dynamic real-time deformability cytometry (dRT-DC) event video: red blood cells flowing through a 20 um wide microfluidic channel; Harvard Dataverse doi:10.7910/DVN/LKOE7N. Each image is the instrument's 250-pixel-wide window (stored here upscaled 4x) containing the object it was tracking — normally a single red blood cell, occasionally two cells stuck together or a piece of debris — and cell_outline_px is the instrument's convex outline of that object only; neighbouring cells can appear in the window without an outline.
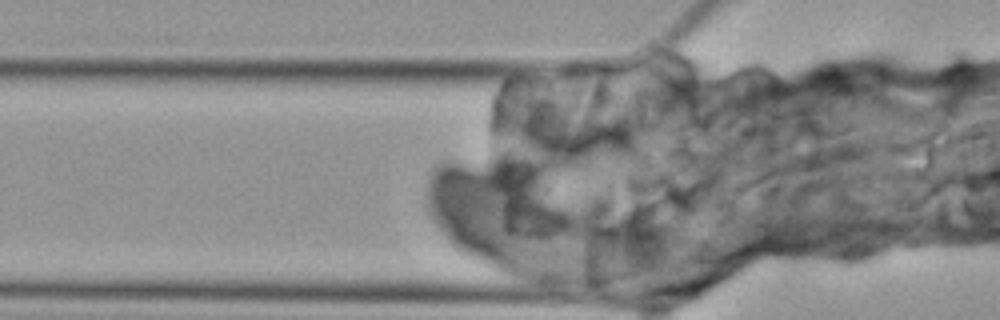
{"species": "Egyptian fruit bat (a non-hibernating species)", "species_latin": "Rousettus aegyptiacus", "temperature_condition": "cold", "stored_images_in_passage": 3, "camera_frame_rate_fps": 3000, "um_per_image_px": 0.085, "animal": {"sex": "female"}, "frame": {"image": 1, "passage_image": 2, "time_ms": 1.667, "image_size_px": [1000, 320], "cell_outline_px": [[564, 220], [548, 232], [544, 232], [504, 220], [496, 180], [496, 176], [500, 164], [516, 172], [564, 216]], "centroid_in_image_um": [44.62, 17.24], "position_along_channel_um": 81.2, "area_um2": 18.09}}